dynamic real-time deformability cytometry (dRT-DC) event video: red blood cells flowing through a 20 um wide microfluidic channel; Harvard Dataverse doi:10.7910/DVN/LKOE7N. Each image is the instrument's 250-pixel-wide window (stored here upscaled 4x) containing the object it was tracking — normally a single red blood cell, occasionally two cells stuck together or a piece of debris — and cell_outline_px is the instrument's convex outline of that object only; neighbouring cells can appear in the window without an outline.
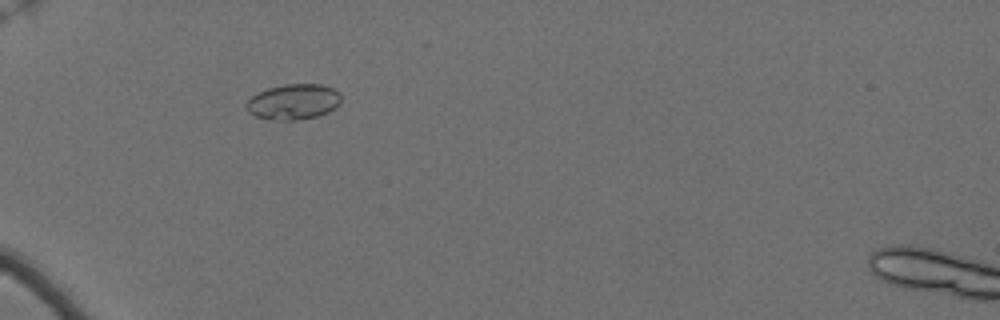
{"species": "Egyptian fruit bat (a non-hibernating species)", "species_latin": "Rousettus aegyptiacus", "temperature_condition": "cold", "stored_images_in_passage": 33, "camera_frame_rate_fps": 3000, "um_per_image_px": 0.085, "animal": {"sex": "female"}, "frame": {"image": 1, "passage_image": 21, "time_ms": 6.667, "image_size_px": [1000, 320], "cell_outline_px": [[340, 104], [336, 108], [328, 112], [316, 116], [296, 120], [268, 120], [256, 116], [248, 112], [244, 104], [252, 96], [268, 88], [284, 84], [320, 84], [332, 88], [340, 92]], "centroid_in_image_um": [24.94, 8.66], "position_along_channel_um": 60.1, "area_um2": 19.71}}
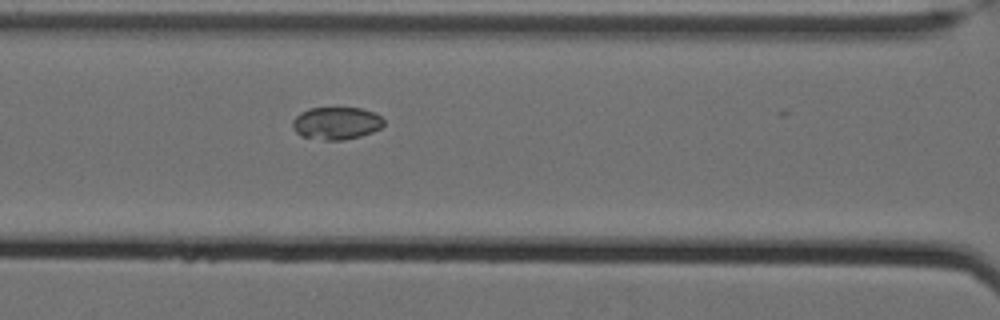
{"frame": {"image": 2, "passage_image": 29, "time_ms": 9.333, "image_size_px": [1000, 320], "cell_outline_px": [[384, 124], [380, 128], [372, 132], [360, 136], [344, 140], [324, 140], [300, 136], [292, 128], [292, 120], [300, 112], [308, 108], [360, 108], [372, 112], [380, 116], [384, 120]], "centroid_in_image_um": [28.55, 10.48], "position_along_channel_um": 138.0, "area_um2": 17.34}}
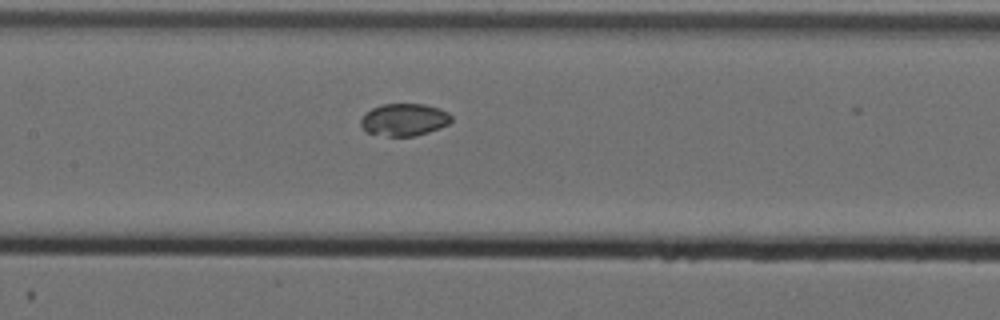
{"frame": {"image": 3, "passage_image": 32, "time_ms": 10.333, "image_size_px": [1000, 320], "cell_outline_px": [[452, 120], [448, 124], [440, 128], [416, 136], [388, 136], [368, 132], [360, 124], [360, 120], [364, 112], [380, 104], [424, 104], [440, 108], [448, 112], [452, 116]], "centroid_in_image_um": [34.36, 10.16], "position_along_channel_um": 173.0, "area_um2": 17.17}}